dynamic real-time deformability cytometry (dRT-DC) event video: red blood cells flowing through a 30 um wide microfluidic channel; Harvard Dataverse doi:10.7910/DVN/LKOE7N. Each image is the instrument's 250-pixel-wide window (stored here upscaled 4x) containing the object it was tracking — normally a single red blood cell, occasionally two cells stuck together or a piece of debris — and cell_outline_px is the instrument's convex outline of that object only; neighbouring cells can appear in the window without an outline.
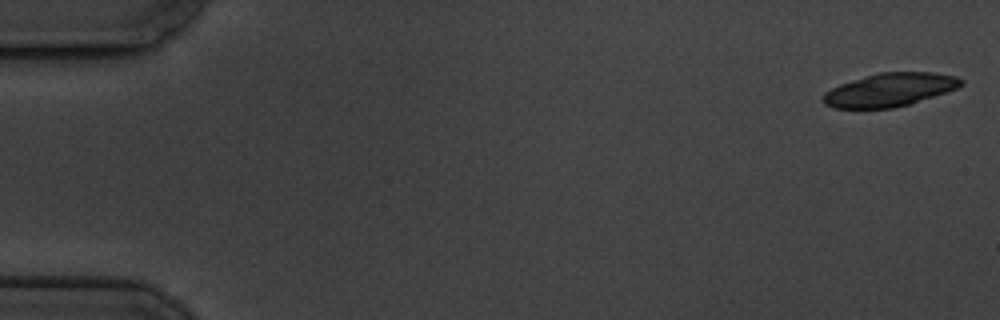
{"species": "common noctule bat (a hibernating species)", "species_latin": "Nyctalus noctula", "temperature_condition": "cold", "stored_images_in_passage": 9, "segment_of_instrument_passage": [1, 2], "camera_frame_rate_fps": 3000, "um_per_image_px": 0.085, "animal": {"sex": "male", "body_mass_g": 19.5, "forearm_length_mm": 54.6}, "frame": {"image": 1, "passage_image": 1, "time_ms": 0.0, "image_size_px": [1000, 320], "cell_outline_px": [[964, 84], [956, 88], [908, 104], [892, 108], [836, 108], [824, 104], [820, 100], [824, 92], [840, 84], [864, 76], [880, 72], [932, 72], [956, 76], [964, 80]], "centroid_in_image_um": [75.59, 7.62], "position_along_channel_um": 9.4, "area_um2": 26.59}}